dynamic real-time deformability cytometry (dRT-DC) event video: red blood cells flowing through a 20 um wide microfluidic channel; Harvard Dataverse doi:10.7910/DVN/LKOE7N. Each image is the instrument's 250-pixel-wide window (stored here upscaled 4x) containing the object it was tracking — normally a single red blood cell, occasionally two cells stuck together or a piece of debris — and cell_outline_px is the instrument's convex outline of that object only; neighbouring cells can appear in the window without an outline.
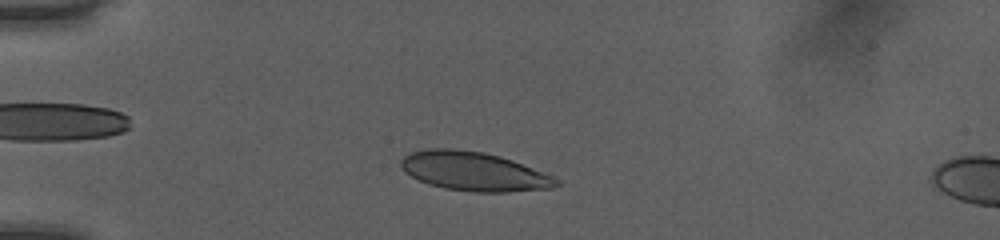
{"species": "human", "species_latin": "Homo sapiens", "temperature_condition": "room temperature", "stored_images_in_passage": 45, "camera_frame_rate_fps": 3000, "um_per_image_px": 0.085, "donor": {"sex": "female"}, "frame": {"image": 1, "passage_image": 8, "time_ms": 2.333, "image_size_px": [1000, 240], "cell_outline_px": [[560, 184], [552, 188], [508, 192], [472, 192], [444, 188], [428, 184], [404, 172], [400, 168], [400, 160], [408, 152], [432, 148], [452, 148], [484, 152], [500, 156], [512, 160], [552, 176], [560, 180]], "centroid_in_image_um": [40.25, 14.56], "position_along_channel_um": 44.8, "area_um2": 35.37}}
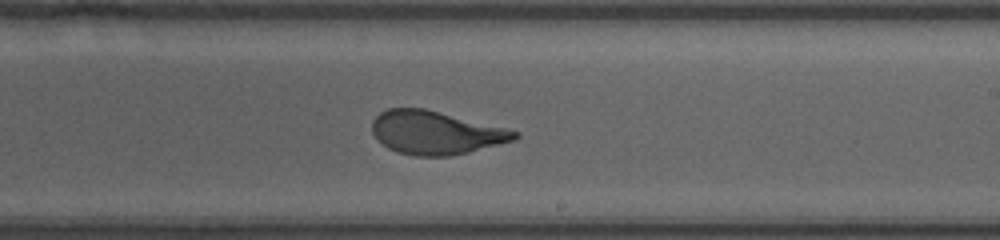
{"frame": {"image": 2, "passage_image": 26, "time_ms": 8.333, "image_size_px": [1000, 240], "cell_outline_px": [[520, 136], [516, 140], [468, 152], [448, 156], [416, 156], [396, 152], [388, 148], [376, 140], [372, 132], [372, 120], [380, 112], [388, 108], [424, 108], [520, 132]], "centroid_in_image_um": [36.99, 11.28], "position_along_channel_um": 252.0, "area_um2": 35.89}}
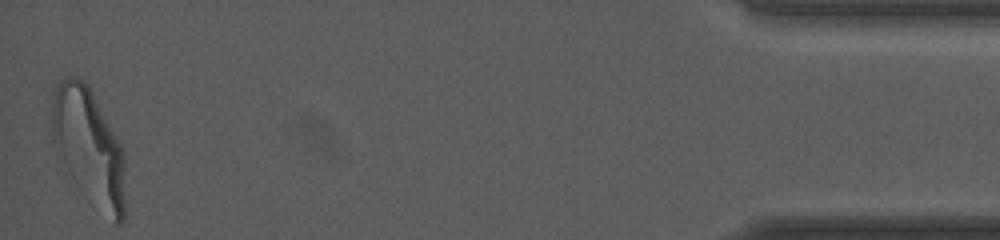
{"frame": {"image": 3, "passage_image": 45, "time_ms": 14.667, "image_size_px": [1000, 240], "cell_outline_px": [[124, 220], [120, 224], [116, 224], [68, 168], [64, 160], [52, 132], [52, 100], [56, 88], [60, 80], [68, 76], [72, 76], [88, 84], [120, 144], [124, 152]], "centroid_in_image_um": [7.59, 12.32], "position_along_channel_um": 427.6, "area_um2": 46.53}, "authors_computed_cell_mechanics": {"area_um2": 36.5874, "velocity_mm_per_s": 4.027, "shape_relaxation_time_tau1_ms": 3.9031, "shape_relaxation_time_tau2_ms": null, "deformation_change_tau1": 0.1692, "deformation_change_tau2": null}}